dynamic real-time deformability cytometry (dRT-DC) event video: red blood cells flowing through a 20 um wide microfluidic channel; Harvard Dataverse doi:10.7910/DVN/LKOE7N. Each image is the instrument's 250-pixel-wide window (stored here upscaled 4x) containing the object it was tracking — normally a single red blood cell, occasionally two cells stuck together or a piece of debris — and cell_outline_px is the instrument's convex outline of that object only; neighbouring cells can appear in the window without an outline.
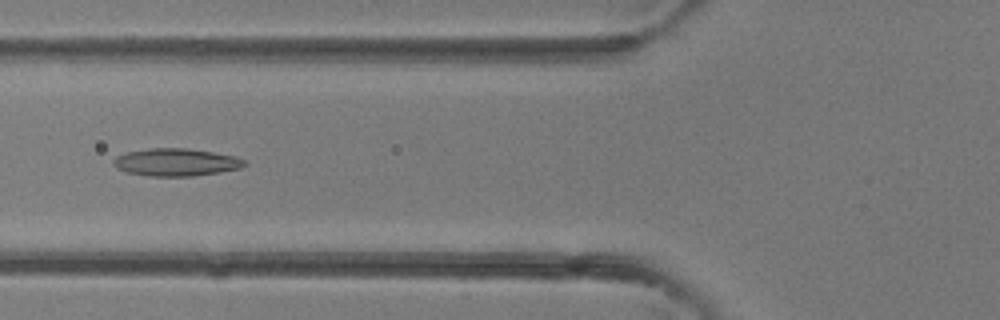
{"species": "common noctule bat (a hibernating species)", "species_latin": "Nyctalus noctula", "temperature_condition": "room temperature", "stored_images_in_passage": 29, "camera_frame_rate_fps": 3000, "um_per_image_px": 0.085, "animal": {"sex": "female"}, "frame": {"image": 1, "passage_image": 4, "time_ms": 1.0, "image_size_px": [1000, 320], "cell_outline_px": [[248, 164], [240, 168], [220, 172], [192, 176], [148, 176], [128, 172], [116, 168], [112, 164], [112, 160], [116, 156], [128, 152], [148, 148], [188, 148], [236, 156], [248, 160]], "centroid_in_image_um": [14.99, 13.78], "position_along_channel_um": 110.8, "area_um2": 21.21}}
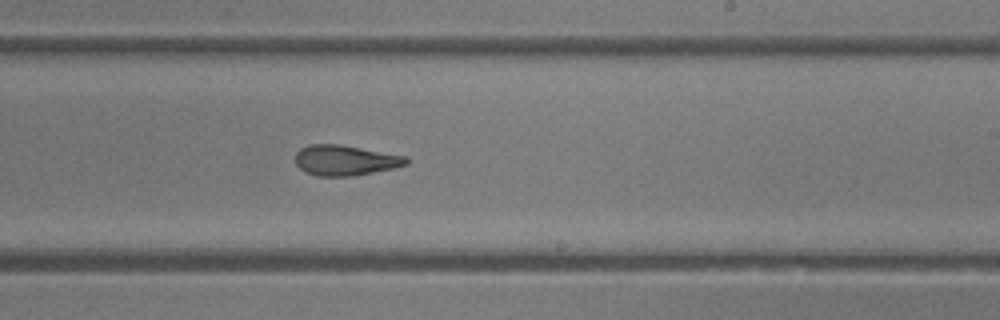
{"frame": {"image": 2, "passage_image": 13, "time_ms": 4.0, "image_size_px": [1000, 320], "cell_outline_px": [[408, 164], [392, 168], [352, 176], [316, 176], [304, 172], [296, 164], [296, 152], [300, 148], [308, 144], [340, 144], [408, 156]], "centroid_in_image_um": [29.32, 13.61], "position_along_channel_um": 259.7, "area_um2": 19.71}}
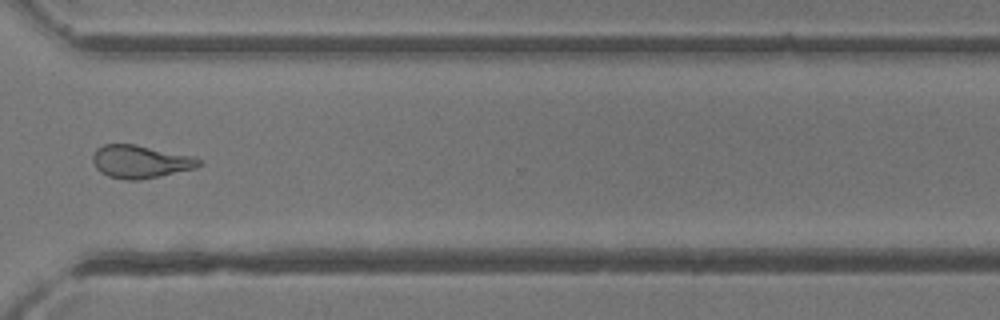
{"frame": {"image": 3, "passage_image": 19, "time_ms": 6.0, "image_size_px": [1000, 320], "cell_outline_px": [[204, 160], [196, 168], [160, 176], [140, 180], [124, 180], [108, 176], [100, 172], [96, 168], [92, 160], [92, 156], [96, 148], [104, 144], [136, 144], [192, 156]], "centroid_in_image_um": [11.92, 13.74], "position_along_channel_um": 358.7, "area_um2": 20.52}}